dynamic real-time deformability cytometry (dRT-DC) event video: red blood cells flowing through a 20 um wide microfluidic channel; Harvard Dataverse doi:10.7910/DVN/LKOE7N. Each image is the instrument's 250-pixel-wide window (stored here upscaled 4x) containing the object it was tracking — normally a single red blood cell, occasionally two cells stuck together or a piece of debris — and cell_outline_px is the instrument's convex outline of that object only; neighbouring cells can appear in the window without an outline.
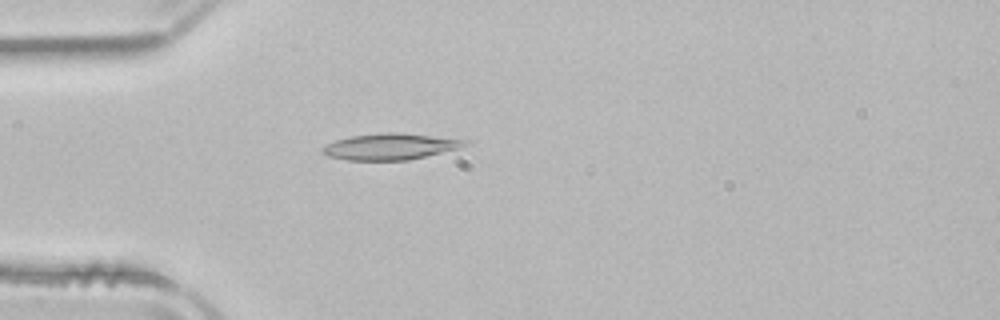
{"species": "common noctule bat (a hibernating species)", "species_latin": "Nyctalus noctula", "temperature_condition": "room temperature", "stored_images_in_passage": 51, "camera_frame_rate_fps": 3000, "um_per_image_px": 0.085, "animal": {"sex": "male", "body_mass_g": 21.5, "forearm_length_mm": 52.0}, "frame": {"image": 1, "passage_image": 14, "time_ms": 4.333, "image_size_px": [1000, 320], "cell_outline_px": [[472, 140], [468, 144], [456, 148], [408, 160], [348, 160], [328, 156], [320, 152], [320, 148], [336, 140], [352, 136], [384, 132], [396, 132]], "centroid_in_image_um": [33.14, 12.45], "position_along_channel_um": 51.9, "area_um2": 21.56}}
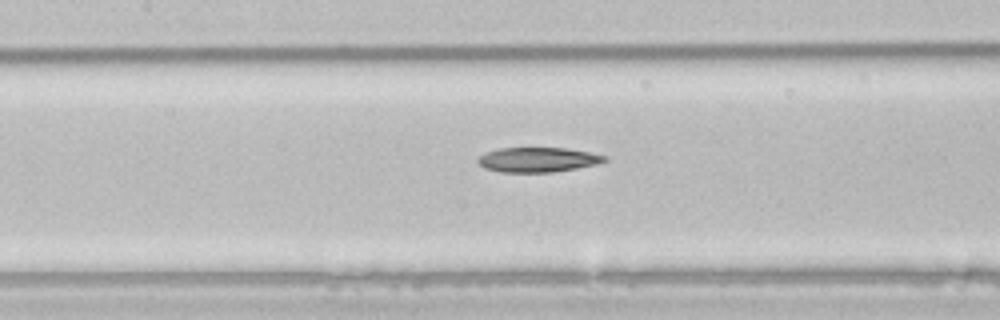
{"frame": {"image": 2, "passage_image": 23, "time_ms": 7.333, "image_size_px": [1000, 320], "cell_outline_px": [[608, 160], [596, 164], [576, 168], [552, 172], [500, 172], [484, 168], [476, 160], [484, 152], [500, 148], [568, 148], [608, 156]], "centroid_in_image_um": [45.7, 13.57], "position_along_channel_um": 161.7, "area_um2": 18.26}}
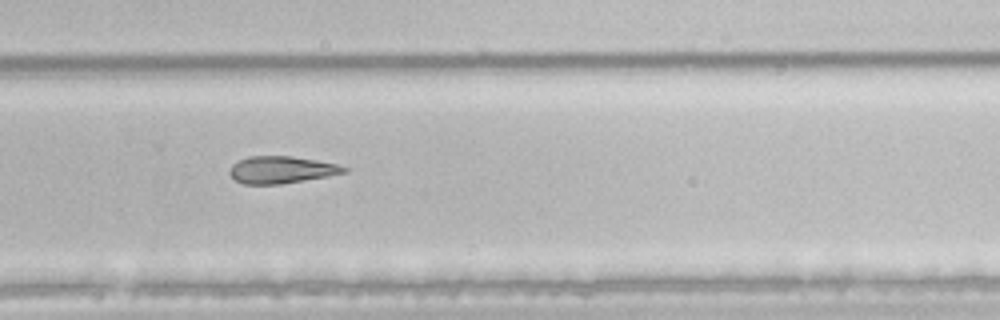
{"frame": {"image": 3, "passage_image": 34, "time_ms": 11.0, "image_size_px": [1000, 320], "cell_outline_px": [[348, 172], [280, 184], [244, 184], [236, 180], [228, 172], [232, 164], [248, 156], [292, 156], [316, 160], [336, 164], [348, 168]], "centroid_in_image_um": [23.9, 14.42], "position_along_channel_um": 305.9, "area_um2": 17.86}}